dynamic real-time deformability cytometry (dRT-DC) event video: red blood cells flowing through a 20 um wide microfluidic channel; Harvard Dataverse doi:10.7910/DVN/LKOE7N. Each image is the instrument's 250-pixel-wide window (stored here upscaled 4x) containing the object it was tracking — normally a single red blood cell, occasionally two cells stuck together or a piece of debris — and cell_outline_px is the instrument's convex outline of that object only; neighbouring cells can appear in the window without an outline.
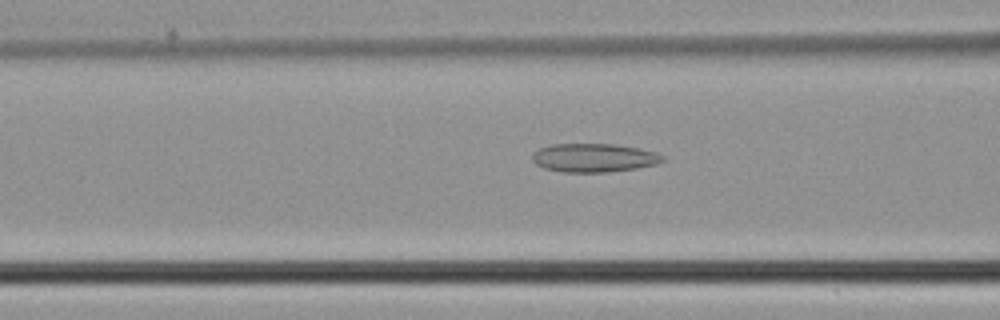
{"species": "common noctule bat (a hibernating species)", "species_latin": "Nyctalus noctula", "temperature_condition": "cold", "stored_images_in_passage": 44, "camera_frame_rate_fps": 3000, "um_per_image_px": 0.085, "animal": {"sex": "male", "body_mass_g": 21.5, "forearm_length_mm": 52.0}, "frame": {"image": 1, "passage_image": 16, "time_ms": 5.0, "image_size_px": [1000, 320], "cell_outline_px": [[664, 160], [656, 164], [636, 168], [608, 172], [564, 172], [544, 168], [536, 164], [532, 160], [532, 156], [540, 148], [552, 144], [616, 144], [656, 152], [664, 156]], "centroid_in_image_um": [50.49, 13.41], "position_along_channel_um": 116.1, "area_um2": 21.56}}
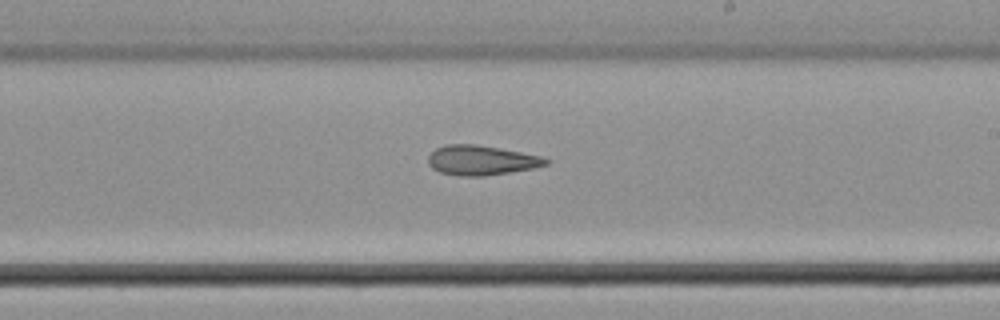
{"frame": {"image": 2, "passage_image": 25, "time_ms": 8.0, "image_size_px": [1000, 320], "cell_outline_px": [[552, 160], [548, 164], [532, 168], [484, 176], [460, 176], [440, 172], [432, 168], [428, 164], [428, 156], [436, 148], [448, 144], [476, 144], [500, 148], [540, 156]], "centroid_in_image_um": [40.89, 13.62], "position_along_channel_um": 248.1, "area_um2": 20.29}}
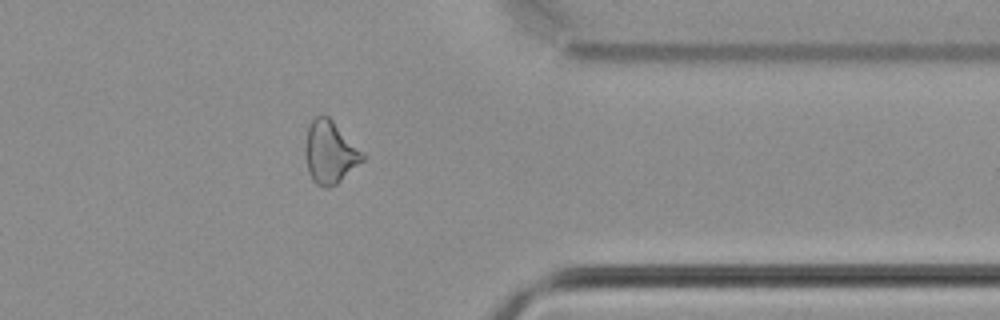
{"frame": {"image": 3, "passage_image": 35, "time_ms": 11.333, "image_size_px": [1000, 320], "cell_outline_px": [[364, 160], [336, 184], [328, 188], [324, 188], [316, 184], [312, 180], [308, 172], [304, 156], [304, 148], [308, 124], [316, 116], [328, 116], [364, 152]], "centroid_in_image_um": [28.02, 12.95], "position_along_channel_um": 383.4, "area_um2": 21.04}}